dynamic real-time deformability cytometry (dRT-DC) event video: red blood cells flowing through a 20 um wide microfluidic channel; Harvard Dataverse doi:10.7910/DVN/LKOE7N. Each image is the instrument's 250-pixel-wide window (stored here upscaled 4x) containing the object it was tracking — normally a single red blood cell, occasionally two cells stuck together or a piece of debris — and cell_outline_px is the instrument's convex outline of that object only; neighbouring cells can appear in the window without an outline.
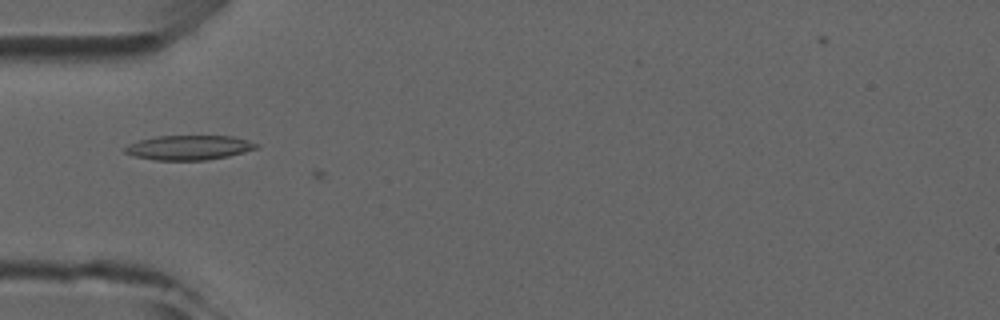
{"species": "common noctule bat (a hibernating species)", "species_latin": "Nyctalus noctula", "temperature_condition": "room temperature", "stored_images_in_passage": 6, "camera_frame_rate_fps": 3000, "um_per_image_px": 0.085, "animal": {"sex": "male", "forearm_length_mm": 52.5}, "frame": {"image": 1, "passage_image": 6, "time_ms": 6.333, "image_size_px": [1000, 320], "cell_outline_px": [[260, 144], [256, 148], [244, 152], [228, 156], [208, 160], [156, 160], [132, 156], [124, 152], [124, 148], [128, 144], [140, 140], [156, 136], [232, 136], [248, 140]], "centroid_in_image_um": [16.05, 12.54], "position_along_channel_um": 69.0, "area_um2": 18.84}}